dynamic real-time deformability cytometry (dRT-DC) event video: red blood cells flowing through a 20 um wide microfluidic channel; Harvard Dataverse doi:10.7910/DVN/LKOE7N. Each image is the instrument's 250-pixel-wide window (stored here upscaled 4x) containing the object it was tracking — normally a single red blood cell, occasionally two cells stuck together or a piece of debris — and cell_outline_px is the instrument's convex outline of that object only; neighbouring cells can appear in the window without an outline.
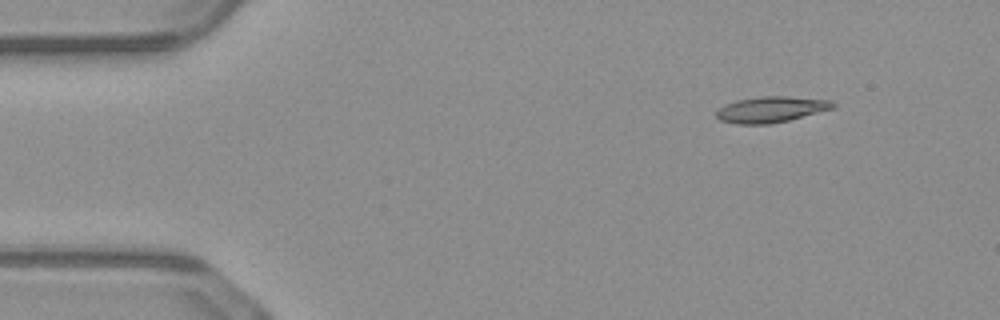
{"species": "common noctule bat (a hibernating species)", "species_latin": "Nyctalus noctula", "temperature_condition": "warm", "stored_images_in_passage": 45, "camera_frame_rate_fps": 3000, "um_per_image_px": 0.085, "animal": {"sex": "male", "body_mass_g": 23.1, "forearm_length_mm": 52.7}, "frame": {"image": 1, "passage_image": 1, "time_ms": 0.0, "image_size_px": [1000, 320], "cell_outline_px": [[836, 108], [788, 120], [768, 124], [736, 124], [720, 120], [716, 116], [716, 112], [724, 104], [736, 100], [760, 96], [788, 96], [832, 100], [836, 104]], "centroid_in_image_um": [65.56, 9.29], "position_along_channel_um": 19.4, "area_um2": 17.74}}
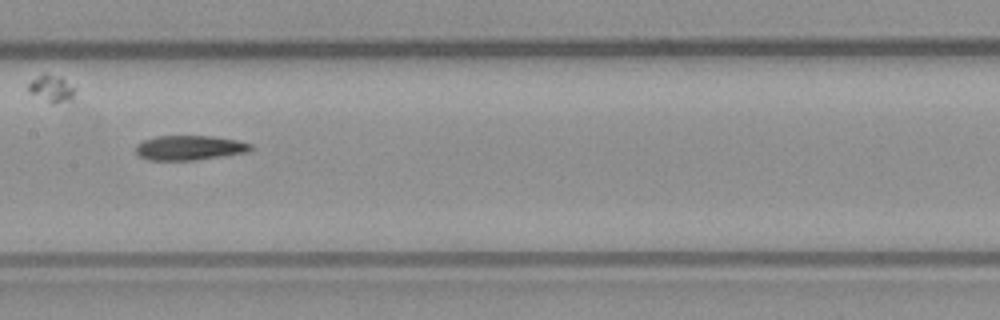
{"frame": {"image": 2, "passage_image": 20, "time_ms": 6.333, "image_size_px": [1000, 320], "cell_outline_px": [[256, 148], [248, 152], [196, 160], [148, 160], [140, 156], [136, 152], [136, 144], [144, 140], [156, 136], [212, 136], [236, 140], [252, 144]], "centroid_in_image_um": [16.14, 12.56], "position_along_channel_um": 191.3, "area_um2": 16.59}}
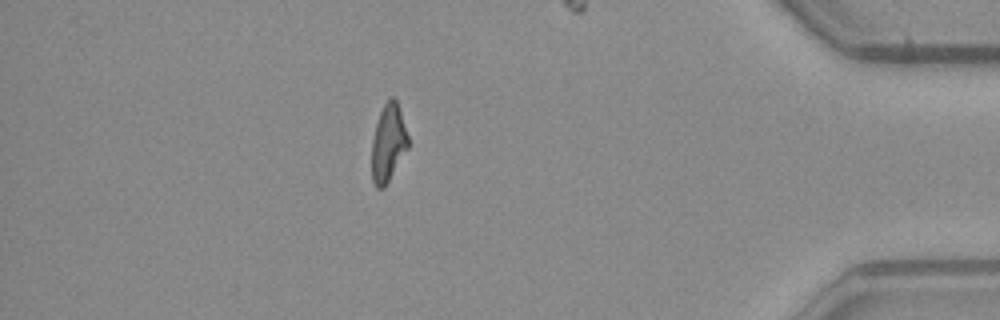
{"frame": {"image": 3, "passage_image": 39, "time_ms": 12.667, "image_size_px": [1000, 320], "cell_outline_px": [[408, 148], [384, 188], [376, 188], [372, 180], [372, 140], [376, 124], [380, 112], [384, 104], [392, 96], [396, 100], [408, 136]], "centroid_in_image_um": [32.99, 12.18], "position_along_channel_um": 402.2, "area_um2": 16.13}, "authors_computed_cell_mechanics": {"area_um2": 16.6464, "velocity_mm_per_s": 4.0799, "shape_relaxation_time_tau1_ms": 6.131, "shape_relaxation_time_tau2_ms": 5.0039, "deformation_change_tau1": 0.2247, "deformation_change_tau2": 0.18}}